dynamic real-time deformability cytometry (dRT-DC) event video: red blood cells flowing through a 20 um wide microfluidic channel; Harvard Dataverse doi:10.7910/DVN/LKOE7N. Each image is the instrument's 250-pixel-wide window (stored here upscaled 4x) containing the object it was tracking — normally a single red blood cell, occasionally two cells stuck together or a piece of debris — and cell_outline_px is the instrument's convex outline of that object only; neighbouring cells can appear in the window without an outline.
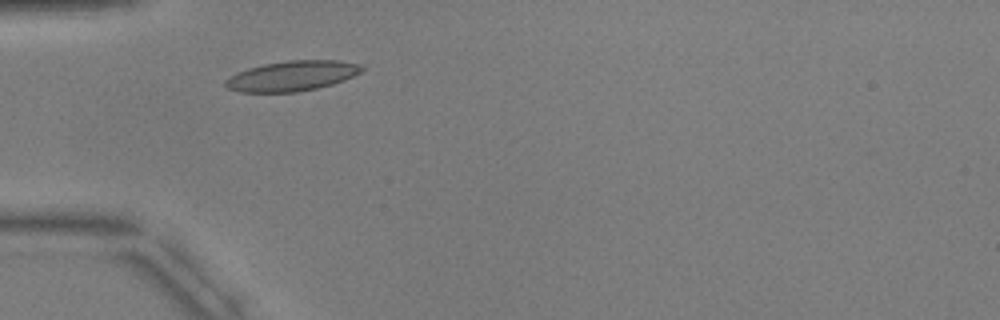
{"species": "common noctule bat (a hibernating species)", "species_latin": "Nyctalus noctula", "temperature_condition": "warm", "stored_images_in_passage": 3, "camera_frame_rate_fps": 3000, "um_per_image_px": 0.085, "animal": {"sex": "male", "body_mass_g": 17.9, "forearm_length_mm": 54.2}, "frame": {"image": 1, "passage_image": 2, "time_ms": 1.333, "image_size_px": [1000, 320], "cell_outline_px": [[364, 68], [360, 72], [344, 80], [332, 84], [316, 88], [296, 92], [240, 92], [228, 88], [224, 84], [224, 80], [248, 68], [264, 64], [288, 60], [336, 60], [360, 64]], "centroid_in_image_um": [24.83, 6.45], "position_along_channel_um": 60.2, "area_um2": 23.7}}